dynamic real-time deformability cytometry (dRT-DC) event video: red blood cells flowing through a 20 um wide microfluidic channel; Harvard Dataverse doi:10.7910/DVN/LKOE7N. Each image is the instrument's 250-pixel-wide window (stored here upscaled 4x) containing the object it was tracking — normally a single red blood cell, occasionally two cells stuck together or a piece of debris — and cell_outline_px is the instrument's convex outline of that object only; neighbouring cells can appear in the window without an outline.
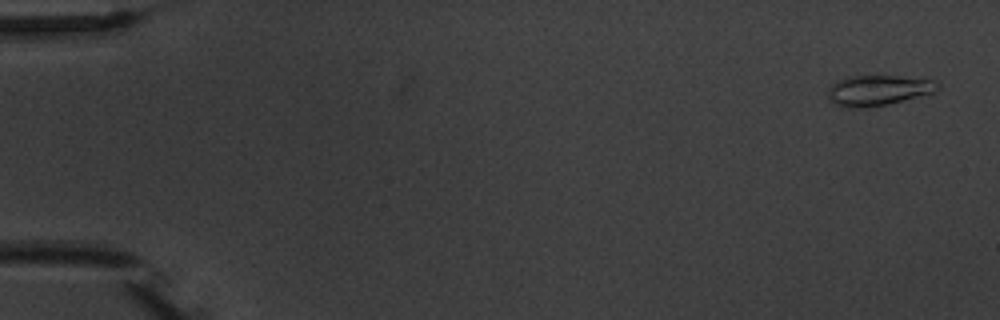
{"species": "common noctule bat (a hibernating species)", "species_latin": "Nyctalus noctula", "temperature_condition": "warm", "stored_images_in_passage": 6, "camera_frame_rate_fps": 3000, "um_per_image_px": 0.085, "animal": {"sex": "male", "body_mass_g": 20.1, "forearm_length_mm": 53.5}, "frame": {"image": 1, "passage_image": 1, "time_ms": 0.0, "image_size_px": [1000, 320], "cell_outline_px": [[940, 88], [932, 92], [888, 104], [868, 108], [848, 108], [836, 104], [828, 96], [828, 92], [832, 84], [848, 76], [928, 76], [940, 84]], "centroid_in_image_um": [74.72, 7.65], "position_along_channel_um": 10.3, "area_um2": 19.59}}
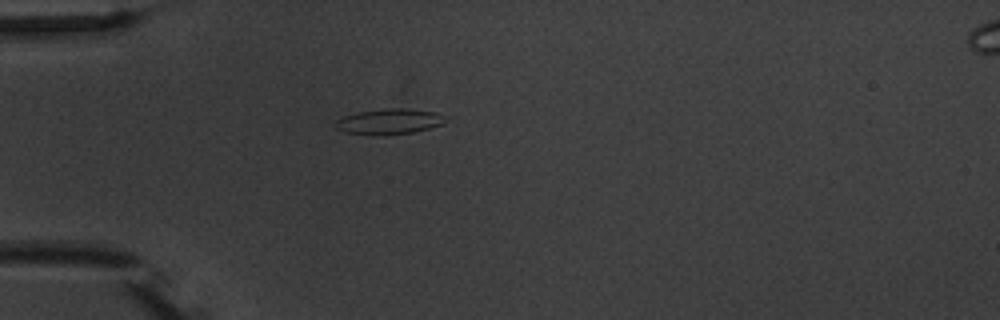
{"frame": {"image": 2, "passage_image": 5, "time_ms": 4.667, "image_size_px": [1000, 320], "cell_outline_px": [[444, 124], [412, 132], [344, 132], [336, 128], [332, 124], [340, 116], [360, 112], [384, 108], [408, 108], [436, 112], [444, 116]], "centroid_in_image_um": [33.07, 10.26], "position_along_channel_um": 51.9, "area_um2": 15.55}}